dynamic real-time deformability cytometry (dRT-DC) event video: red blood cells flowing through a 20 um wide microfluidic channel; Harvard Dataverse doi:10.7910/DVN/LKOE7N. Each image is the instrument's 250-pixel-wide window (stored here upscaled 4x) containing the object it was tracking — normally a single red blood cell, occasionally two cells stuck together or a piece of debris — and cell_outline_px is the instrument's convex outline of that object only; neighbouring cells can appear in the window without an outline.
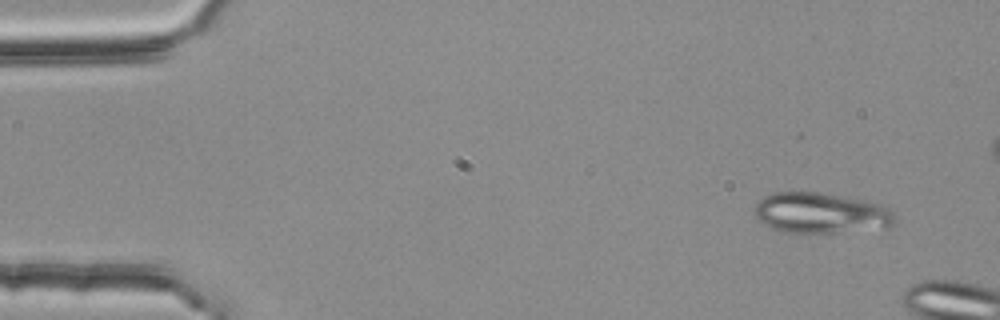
{"species": "common noctule bat (a hibernating species)", "species_latin": "Nyctalus noctula", "temperature_condition": "room temperature", "stored_images_in_passage": 6, "camera_frame_rate_fps": 3000, "um_per_image_px": 0.085, "animal": {"sex": "female", "body_mass_g": 25.1}, "frame": {"image": 1, "passage_image": 1, "time_ms": 0.0, "image_size_px": [1000, 320], "cell_outline_px": [[896, 220], [888, 228], [836, 232], [780, 232], [764, 224], [756, 216], [756, 204], [764, 196], [772, 192], [820, 192], [844, 196], [864, 200], [880, 204], [888, 208], [896, 216]], "centroid_in_image_um": [69.8, 18.1], "position_along_channel_um": 15.2, "area_um2": 33.18}}